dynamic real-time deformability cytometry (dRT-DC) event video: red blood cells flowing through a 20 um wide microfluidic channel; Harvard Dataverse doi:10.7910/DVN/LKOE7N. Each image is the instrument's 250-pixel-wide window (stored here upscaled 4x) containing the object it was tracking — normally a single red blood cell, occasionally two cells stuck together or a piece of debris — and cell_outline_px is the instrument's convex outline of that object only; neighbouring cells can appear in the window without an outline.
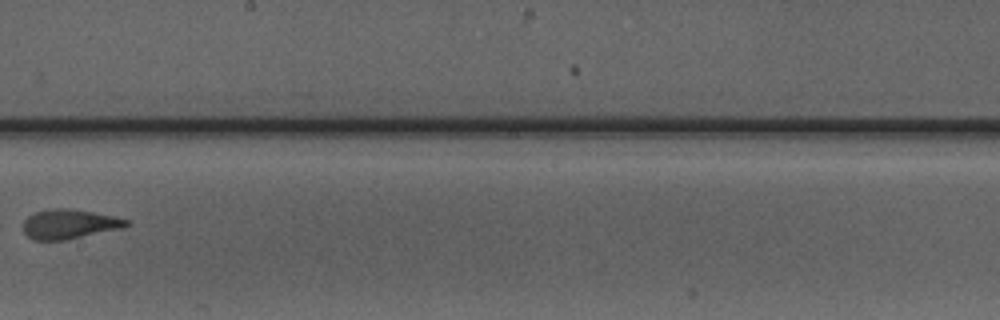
{"species": "Egyptian fruit bat (a non-hibernating species)", "species_latin": "Rousettus aegyptiacus", "temperature_condition": "warm", "stored_images_in_passage": 8, "camera_frame_rate_fps": 3000, "um_per_image_px": 0.085, "animal": {"sex": "male"}, "frame": {"image": 1, "passage_image": 8, "time_ms": 8.333, "image_size_px": [1000, 320], "cell_outline_px": [[128, 224], [124, 228], [64, 240], [32, 240], [24, 232], [24, 220], [28, 216], [36, 212], [52, 208], [64, 208], [92, 212], [112, 216], [128, 220]], "centroid_in_image_um": [5.87, 19.05], "position_along_channel_um": 242.3, "area_um2": 17.51}}